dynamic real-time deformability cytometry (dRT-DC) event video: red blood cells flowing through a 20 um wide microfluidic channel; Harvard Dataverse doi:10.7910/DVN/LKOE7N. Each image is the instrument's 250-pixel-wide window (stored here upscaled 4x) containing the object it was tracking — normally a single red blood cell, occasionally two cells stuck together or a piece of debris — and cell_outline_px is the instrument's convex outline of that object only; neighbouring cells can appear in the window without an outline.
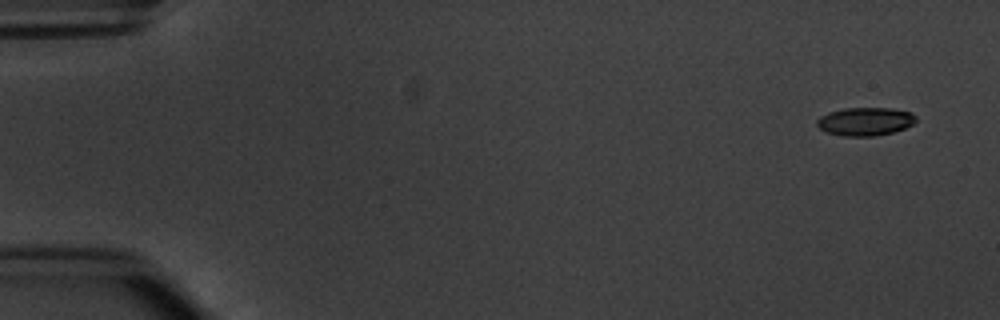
{"species": "common noctule bat (a hibernating species)", "species_latin": "Nyctalus noctula", "temperature_condition": "warm", "stored_images_in_passage": 4, "camera_frame_rate_fps": 3000, "um_per_image_px": 0.085, "animal": {"sex": "male", "body_mass_g": 20.1, "forearm_length_mm": 53.5}, "frame": {"image": 1, "passage_image": 1, "time_ms": 0.0, "image_size_px": [1000, 320], "cell_outline_px": [[916, 120], [912, 124], [904, 128], [892, 132], [872, 136], [844, 136], [828, 132], [820, 128], [816, 124], [816, 120], [820, 116], [828, 112], [844, 108], [892, 108], [912, 112], [916, 116]], "centroid_in_image_um": [73.54, 10.31], "position_along_channel_um": 11.5, "area_um2": 16.24}}
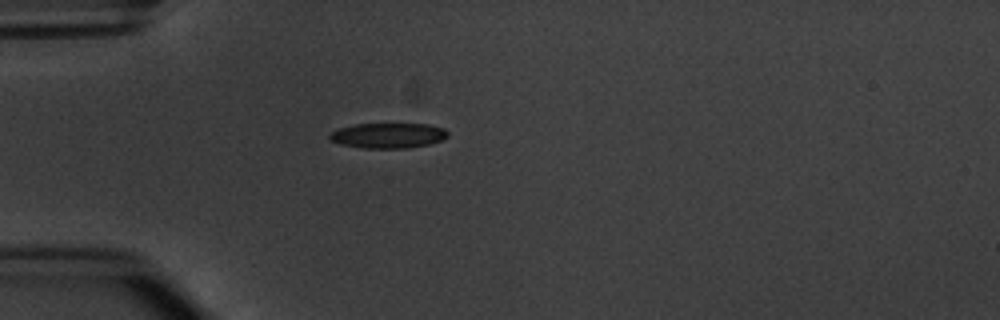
{"frame": {"image": 2, "passage_image": 4, "time_ms": 4.333, "image_size_px": [1000, 320], "cell_outline_px": [[448, 136], [440, 140], [428, 144], [408, 148], [364, 148], [340, 144], [332, 140], [328, 136], [332, 132], [340, 128], [356, 124], [428, 124], [444, 128], [448, 132]], "centroid_in_image_um": [33.01, 11.52], "position_along_channel_um": 52.0, "area_um2": 17.17}}